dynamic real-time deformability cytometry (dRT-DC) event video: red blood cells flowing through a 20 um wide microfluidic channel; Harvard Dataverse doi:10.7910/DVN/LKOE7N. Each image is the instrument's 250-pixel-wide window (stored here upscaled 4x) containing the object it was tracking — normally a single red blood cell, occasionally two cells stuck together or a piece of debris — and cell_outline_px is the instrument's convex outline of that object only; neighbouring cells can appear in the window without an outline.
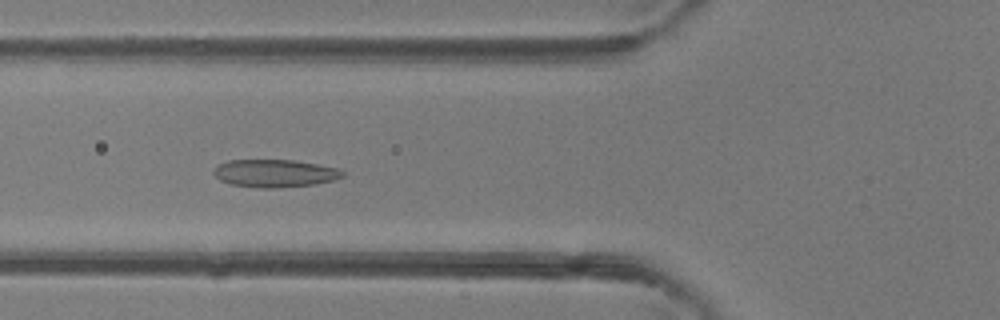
{"species": "common noctule bat (a hibernating species)", "species_latin": "Nyctalus noctula", "temperature_condition": "room temperature", "stored_images_in_passage": 46, "camera_frame_rate_fps": 3000, "um_per_image_px": 0.085, "animal": {"sex": "female"}, "frame": {"image": 1, "passage_image": 17, "time_ms": 5.333, "image_size_px": [1000, 320], "cell_outline_px": [[344, 176], [332, 180], [312, 184], [276, 188], [260, 188], [232, 184], [220, 180], [212, 172], [220, 164], [228, 160], [292, 160], [316, 164], [336, 168], [344, 172]], "centroid_in_image_um": [23.34, 14.73], "position_along_channel_um": 102.5, "area_um2": 20.46}}
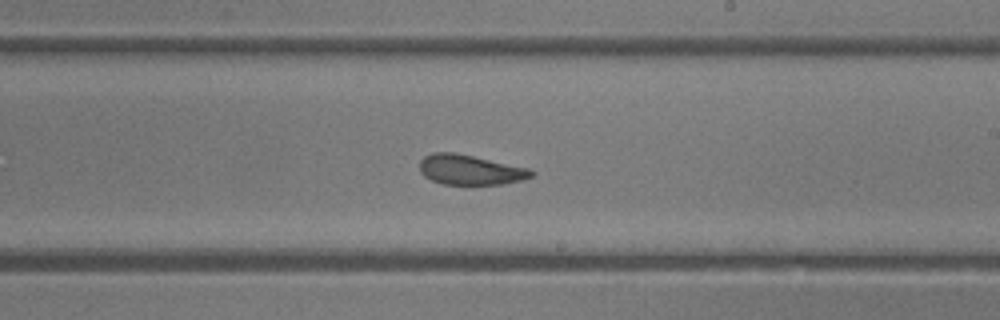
{"frame": {"image": 2, "passage_image": 27, "time_ms": 8.667, "image_size_px": [1000, 320], "cell_outline_px": [[536, 172], [532, 176], [524, 180], [504, 184], [444, 184], [432, 180], [424, 176], [420, 172], [420, 160], [424, 156], [432, 152], [456, 152], [528, 168]], "centroid_in_image_um": [39.97, 14.43], "position_along_channel_um": 249.0, "area_um2": 19.59}}
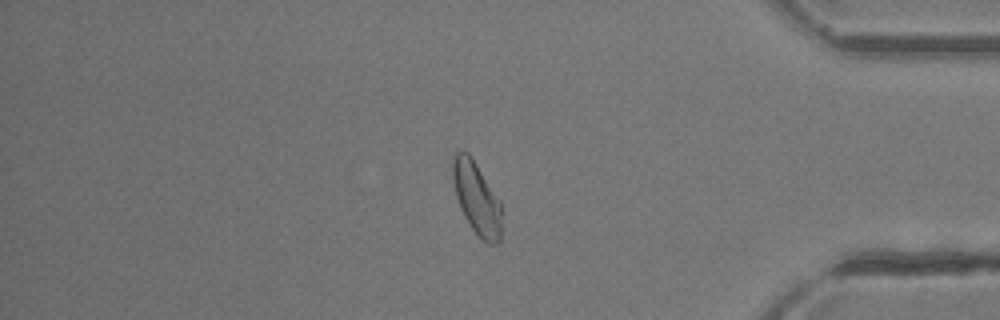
{"frame": {"image": 3, "passage_image": 39, "time_ms": 12.667, "image_size_px": [1000, 320], "cell_outline_px": [[500, 240], [496, 244], [488, 244], [480, 240], [464, 216], [460, 208], [456, 196], [452, 180], [452, 160], [456, 152], [468, 152], [472, 156], [500, 200]], "centroid_in_image_um": [40.5, 16.84], "position_along_channel_um": 394.7, "area_um2": 20.69}, "authors_computed_cell_mechanics": {"area_um2": 21.5883, "velocity_mm_per_s": 4.3923, "shape_relaxation_time_tau1_ms": 4.5789, "shape_relaxation_time_tau2_ms": 1.3478, "deformation_change_tau1": 0.1078, "deformation_change_tau2": 0.0697}}